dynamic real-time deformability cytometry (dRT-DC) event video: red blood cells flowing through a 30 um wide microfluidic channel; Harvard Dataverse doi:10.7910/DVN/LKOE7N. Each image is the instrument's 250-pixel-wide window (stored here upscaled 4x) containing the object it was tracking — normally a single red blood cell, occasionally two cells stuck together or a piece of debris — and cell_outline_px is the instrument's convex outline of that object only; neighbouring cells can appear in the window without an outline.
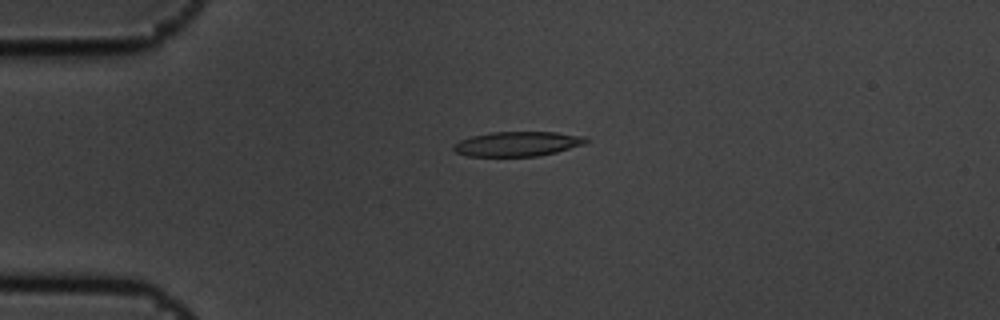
{"species": "common noctule bat (a hibernating species)", "species_latin": "Nyctalus noctula", "temperature_condition": "cold", "stored_images_in_passage": 4, "camera_frame_rate_fps": 3000, "um_per_image_px": 0.085, "animal": {"sex": "male", "body_mass_g": 19.5, "forearm_length_mm": 54.6}, "frame": {"image": 1, "passage_image": 3, "time_ms": 0.667, "image_size_px": [1000, 320], "cell_outline_px": [[588, 140], [584, 144], [556, 152], [536, 156], [468, 156], [456, 152], [452, 148], [452, 144], [460, 140], [472, 136], [492, 132], [556, 132], [588, 136]], "centroid_in_image_um": [43.99, 12.22], "position_along_channel_um": 41.0, "area_um2": 19.07}}